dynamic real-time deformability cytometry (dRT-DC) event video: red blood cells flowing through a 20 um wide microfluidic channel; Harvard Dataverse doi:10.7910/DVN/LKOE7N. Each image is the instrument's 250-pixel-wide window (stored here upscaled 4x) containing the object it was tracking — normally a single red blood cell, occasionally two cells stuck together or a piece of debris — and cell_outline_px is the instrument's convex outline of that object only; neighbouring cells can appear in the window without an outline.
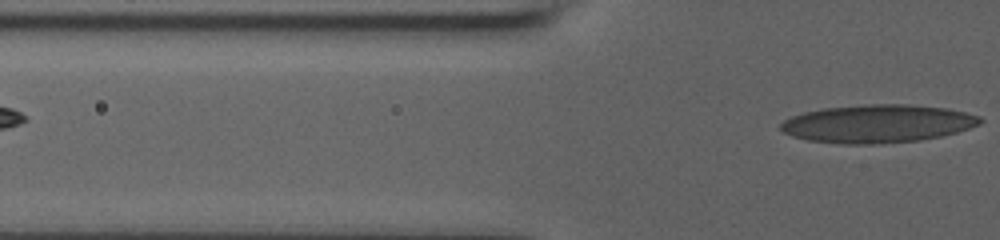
{"species": "human", "species_latin": "Homo sapiens", "temperature_condition": "room temperature", "stored_images_in_passage": 11, "segment_of_instrument_passage": [2, 2], "camera_frame_rate_fps": 3000, "um_per_image_px": 0.085, "donor": {"sex": "male"}, "frame": {"image": 1, "passage_image": 11, "time_ms": 3.333, "image_size_px": [1000, 240], "cell_outline_px": [[984, 120], [980, 124], [956, 132], [940, 136], [920, 140], [872, 144], [840, 144], [808, 140], [792, 136], [784, 132], [780, 128], [780, 124], [784, 120], [792, 116], [804, 112], [824, 108], [868, 104], [908, 104], [948, 108], [980, 116]], "centroid_in_image_um": [74.59, 10.51], "position_along_channel_um": 51.2, "area_um2": 44.16}}